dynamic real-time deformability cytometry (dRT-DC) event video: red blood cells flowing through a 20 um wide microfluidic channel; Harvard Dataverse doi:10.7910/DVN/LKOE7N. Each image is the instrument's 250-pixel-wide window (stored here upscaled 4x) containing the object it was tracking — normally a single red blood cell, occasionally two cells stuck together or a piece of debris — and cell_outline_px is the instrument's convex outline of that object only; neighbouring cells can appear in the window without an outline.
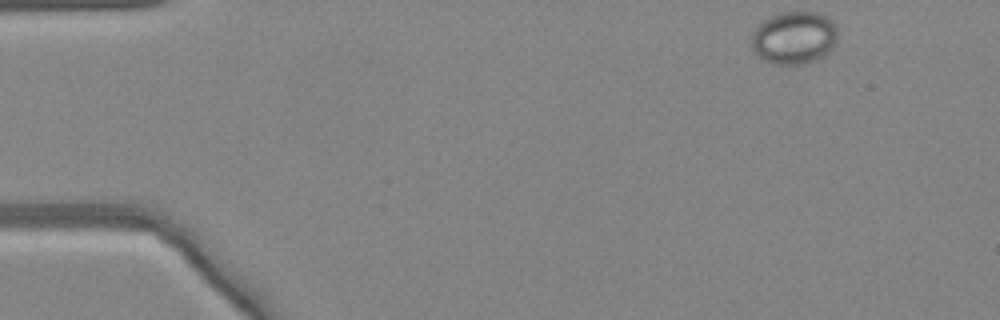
{"species": "common noctule bat (a hibernating species)", "species_latin": "Nyctalus noctula", "temperature_condition": "warm", "stored_images_in_passage": 44, "camera_frame_rate_fps": 3000, "um_per_image_px": 0.085, "animal": {"sex": "female", "body_mass_g": 24.6, "forearm_length_mm": 56.2}, "frame": {"image": 1, "passage_image": 1, "time_ms": 0.0, "image_size_px": [1000, 320], "cell_outline_px": [[836, 44], [824, 56], [816, 60], [804, 64], [772, 64], [764, 60], [752, 48], [752, 32], [768, 16], [780, 12], [820, 12], [828, 16], [836, 24]], "centroid_in_image_um": [67.52, 3.19], "position_along_channel_um": 17.5, "area_um2": 26.7}}
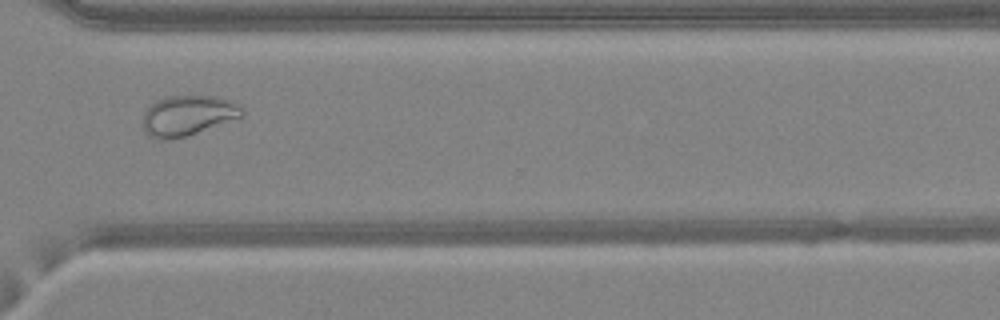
{"frame": {"image": 2, "passage_image": 32, "time_ms": 10.333, "image_size_px": [1000, 320], "cell_outline_px": [[244, 116], [184, 136], [148, 136], [144, 132], [144, 112], [156, 100], [168, 96], [212, 96], [236, 104], [244, 112]], "centroid_in_image_um": [15.96, 9.78], "position_along_channel_um": 354.6, "area_um2": 22.08}}
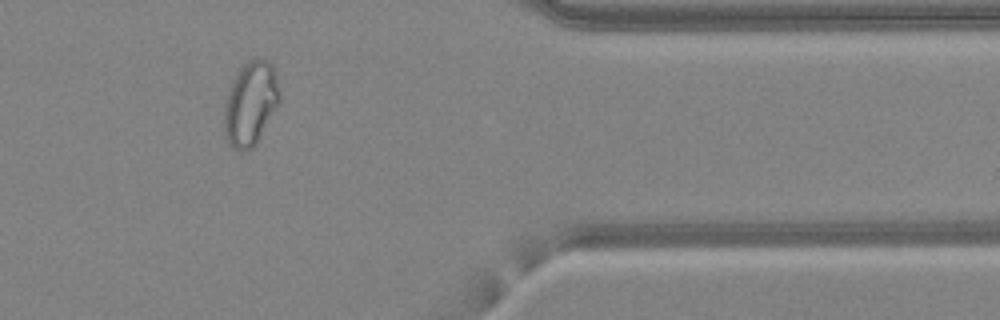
{"frame": {"image": 3, "passage_image": 36, "time_ms": 11.667, "image_size_px": [1000, 320], "cell_outline_px": [[280, 100], [256, 144], [252, 148], [240, 152], [228, 144], [224, 136], [224, 104], [228, 88], [236, 72], [248, 60], [268, 60], [272, 64], [276, 72], [280, 92]], "centroid_in_image_um": [21.27, 8.81], "position_along_channel_um": 390.1, "area_um2": 27.34}, "authors_computed_cell_mechanics": {"area_um2": 25.5187, "velocity_mm_per_s": 4.2662, "shape_relaxation_time_tau1_ms": null, "shape_relaxation_time_tau2_ms": 0.8763, "deformation_change_tau1": null, "deformation_change_tau2": 0.0671}}